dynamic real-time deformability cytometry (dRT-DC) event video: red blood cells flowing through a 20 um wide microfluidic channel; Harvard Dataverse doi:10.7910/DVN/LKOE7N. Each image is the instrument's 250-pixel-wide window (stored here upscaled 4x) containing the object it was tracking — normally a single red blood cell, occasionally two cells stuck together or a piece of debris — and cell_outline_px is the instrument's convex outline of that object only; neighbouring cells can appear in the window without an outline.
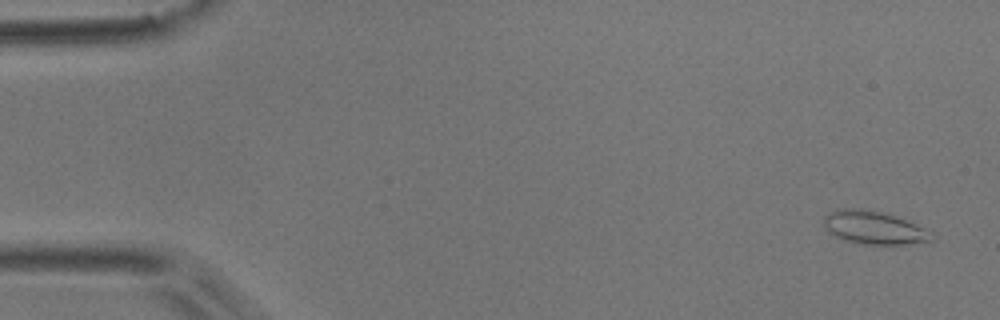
{"species": "common noctule bat (a hibernating species)", "species_latin": "Nyctalus noctula", "temperature_condition": "room temperature", "stored_images_in_passage": 4, "camera_frame_rate_fps": 3000, "um_per_image_px": 0.085, "animal": {"sex": "male", "body_mass_g": 17.9}, "frame": {"image": 1, "passage_image": 1, "time_ms": 0.0, "image_size_px": [1000, 320], "cell_outline_px": [[932, 240], [904, 244], [856, 244], [844, 240], [828, 232], [824, 228], [824, 216], [828, 212], [836, 208], [864, 208], [896, 216], [924, 228], [932, 232]], "centroid_in_image_um": [74.21, 19.34], "position_along_channel_um": 10.8, "area_um2": 20.87}}